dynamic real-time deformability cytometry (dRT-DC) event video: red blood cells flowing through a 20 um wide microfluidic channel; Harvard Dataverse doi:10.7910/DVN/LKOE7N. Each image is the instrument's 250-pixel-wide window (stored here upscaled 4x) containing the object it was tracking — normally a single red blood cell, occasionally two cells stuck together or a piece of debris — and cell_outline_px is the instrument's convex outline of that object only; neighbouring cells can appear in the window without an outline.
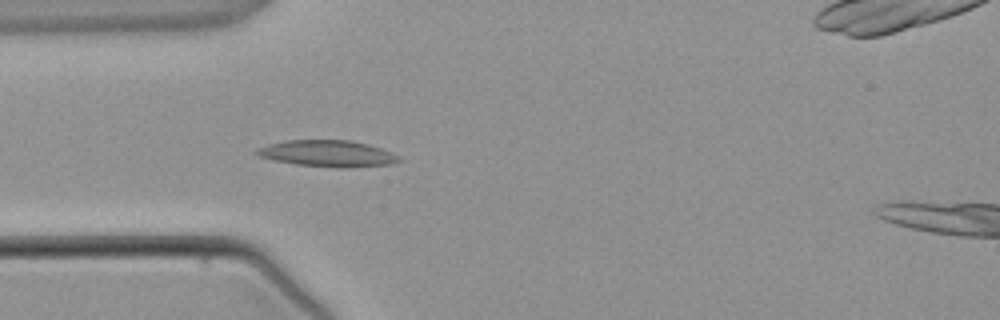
{"species": "common noctule bat (a hibernating species)", "species_latin": "Nyctalus noctula", "temperature_condition": "warm", "stored_images_in_passage": 2, "camera_frame_rate_fps": 3000, "um_per_image_px": 0.085, "animal": {"sex": "male", "body_mass_g": 21.5, "forearm_length_mm": 52.0}, "frame": {"image": 1, "passage_image": 2, "time_ms": 1.333, "image_size_px": [1000, 320], "cell_outline_px": [[400, 160], [392, 164], [348, 168], [336, 168], [296, 164], [272, 160], [256, 156], [252, 152], [256, 148], [268, 144], [284, 140], [348, 140], [368, 144], [380, 148], [400, 156]], "centroid_in_image_um": [27.78, 13.05], "position_along_channel_um": 57.2, "area_um2": 22.2}}